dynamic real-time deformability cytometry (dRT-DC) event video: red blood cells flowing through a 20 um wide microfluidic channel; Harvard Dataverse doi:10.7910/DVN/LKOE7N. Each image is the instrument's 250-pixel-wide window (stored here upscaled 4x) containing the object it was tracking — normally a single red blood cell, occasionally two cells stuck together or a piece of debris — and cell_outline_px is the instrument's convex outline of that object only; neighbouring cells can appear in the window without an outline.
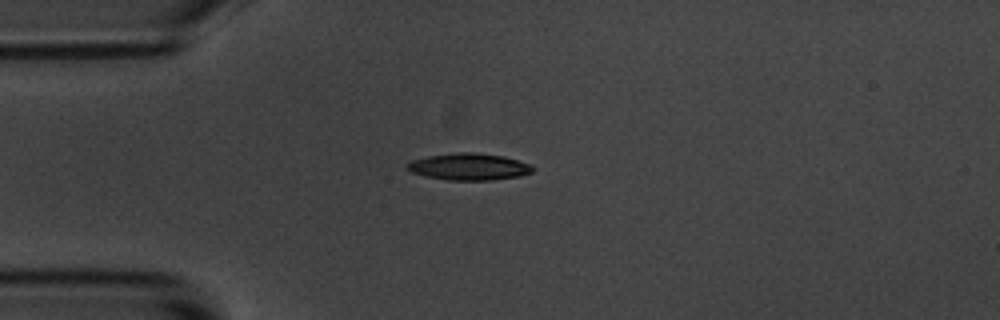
{"species": "common noctule bat (a hibernating species)", "species_latin": "Nyctalus noctula", "temperature_condition": "room temperature", "stored_images_in_passage": 42, "camera_frame_rate_fps": 3000, "um_per_image_px": 0.085, "animal": {"sex": "male", "body_mass_g": 20.1, "forearm_length_mm": 53.5}, "frame": {"image": 1, "passage_image": 1, "time_ms": 0.0, "image_size_px": [1000, 320], "cell_outline_px": [[536, 168], [532, 172], [520, 176], [492, 180], [448, 180], [424, 176], [412, 172], [404, 168], [404, 164], [412, 160], [428, 156], [456, 152], [472, 152], [504, 156], [532, 164]], "centroid_in_image_um": [39.86, 14.17], "position_along_channel_um": 45.1, "area_um2": 19.88}}
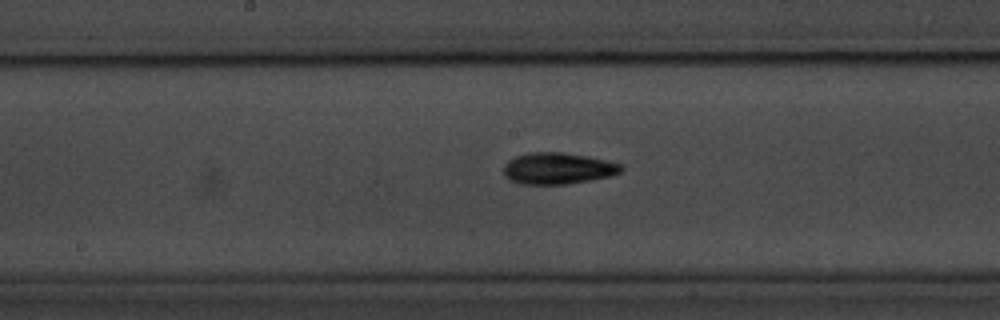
{"frame": {"image": 2, "passage_image": 15, "time_ms": 4.667, "image_size_px": [1000, 320], "cell_outline_px": [[624, 168], [620, 172], [608, 176], [568, 184], [520, 184], [508, 180], [504, 176], [504, 164], [508, 160], [516, 156], [528, 152], [564, 152], [588, 156], [620, 164]], "centroid_in_image_um": [47.35, 14.31], "position_along_channel_um": 200.8, "area_um2": 21.56}}
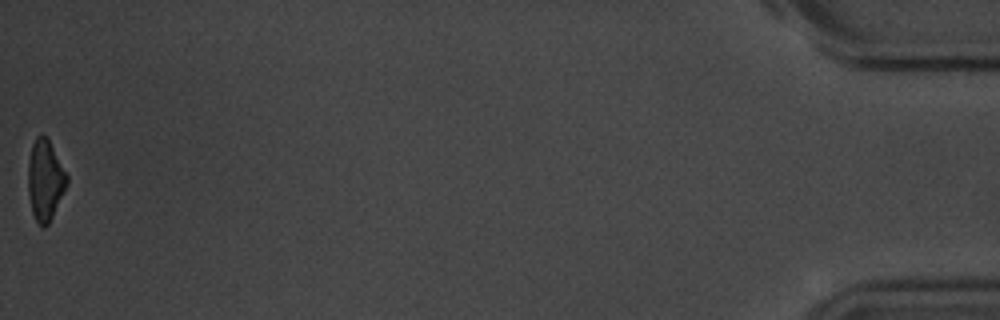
{"frame": {"image": 3, "passage_image": 42, "time_ms": 13.667, "image_size_px": [1000, 320], "cell_outline_px": [[68, 184], [48, 224], [44, 228], [36, 220], [32, 212], [28, 192], [28, 164], [32, 144], [36, 136], [44, 136], [48, 140], [68, 176]], "centroid_in_image_um": [3.83, 15.33], "position_along_channel_um": 431.4, "area_um2": 17.86}, "authors_computed_cell_mechanics": {"area_um2": 19.9121, "velocity_mm_per_s": 3.6682, "shape_relaxation_time_tau1_ms": 2.6529, "shape_relaxation_time_tau2_ms": 8.5371, "deformation_change_tau1": 0.1388, "deformation_change_tau2": 0.1629}}